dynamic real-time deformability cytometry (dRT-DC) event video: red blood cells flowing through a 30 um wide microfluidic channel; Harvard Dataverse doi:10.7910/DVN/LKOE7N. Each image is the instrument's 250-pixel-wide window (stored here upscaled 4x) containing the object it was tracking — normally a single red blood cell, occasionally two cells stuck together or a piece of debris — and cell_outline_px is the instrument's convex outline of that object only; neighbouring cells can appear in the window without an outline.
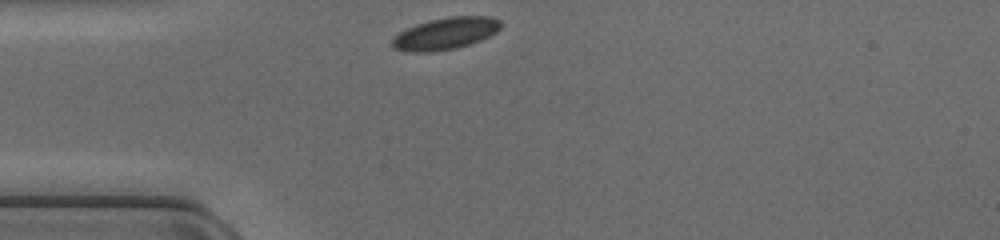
{"species": "common noctule bat (a hibernating species)", "species_latin": "Nyctalus noctula", "temperature_condition": "cold", "stored_images_in_passage": 27, "camera_frame_rate_fps": 3000, "um_per_image_px": 0.085, "animal": {"sex": "female", "body_mass_g": 17.0, "forearm_length_mm": 48.0}, "frame": {"image": 1, "passage_image": 1, "time_ms": 0.0, "image_size_px": [1000, 240], "cell_outline_px": [[500, 28], [496, 32], [480, 40], [456, 48], [432, 52], [408, 52], [392, 48], [392, 40], [400, 32], [416, 24], [428, 20], [448, 16], [492, 16], [500, 20]], "centroid_in_image_um": [37.86, 2.84], "position_along_channel_um": 47.1, "area_um2": 20.17}}
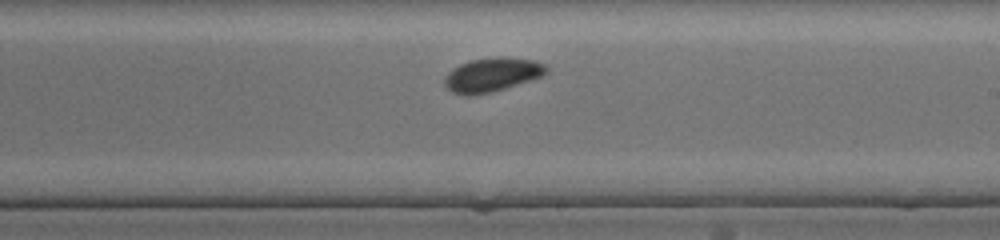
{"frame": {"image": 2, "passage_image": 16, "time_ms": 5.0, "image_size_px": [1000, 240], "cell_outline_px": [[548, 72], [532, 80], [504, 88], [472, 96], [464, 96], [452, 92], [444, 84], [444, 76], [452, 68], [468, 60], [492, 56], [508, 56], [536, 60], [544, 64], [548, 68]], "centroid_in_image_um": [41.81, 6.32], "position_along_channel_um": 247.2, "area_um2": 20.52}}
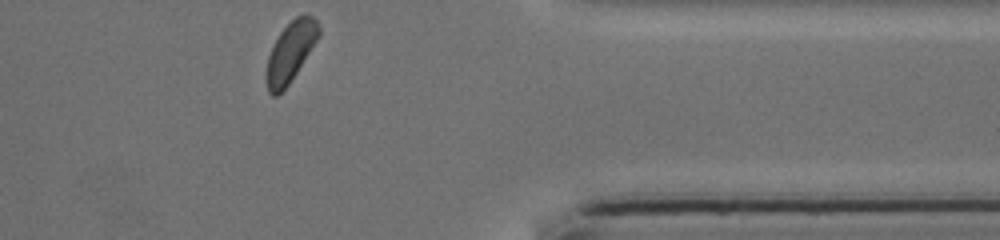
{"frame": {"image": 3, "passage_image": 27, "time_ms": 8.667, "image_size_px": [1000, 240], "cell_outline_px": [[320, 36], [288, 84], [276, 96], [272, 96], [268, 92], [264, 80], [264, 76], [268, 56], [272, 44], [280, 32], [296, 16], [304, 12], [312, 16], [316, 20], [320, 28]], "centroid_in_image_um": [24.66, 4.4], "position_along_channel_um": 386.7, "area_um2": 18.5}}